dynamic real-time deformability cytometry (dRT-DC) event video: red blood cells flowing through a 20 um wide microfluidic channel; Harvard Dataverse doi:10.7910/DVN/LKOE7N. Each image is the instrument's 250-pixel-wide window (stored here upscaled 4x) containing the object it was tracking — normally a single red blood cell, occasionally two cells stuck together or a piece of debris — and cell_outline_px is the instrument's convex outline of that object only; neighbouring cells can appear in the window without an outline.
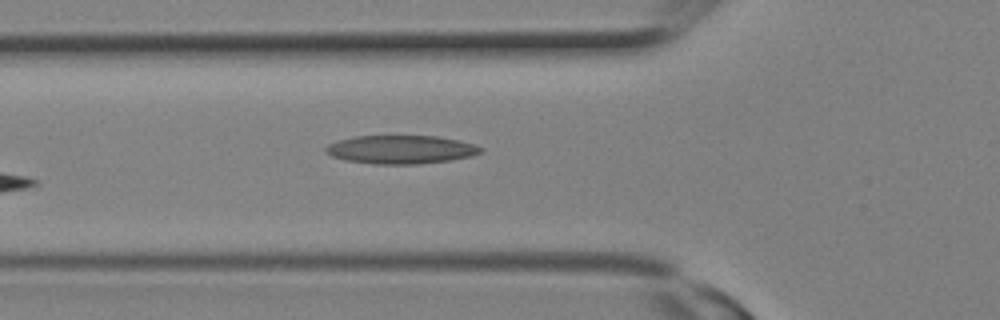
{"species": "Egyptian fruit bat (a non-hibernating species)", "species_latin": "Rousettus aegyptiacus", "temperature_condition": "room temperature", "stored_images_in_passage": 7, "camera_frame_rate_fps": 3000, "um_per_image_px": 0.085, "animal": {"sex": "female"}, "frame": {"image": 1, "passage_image": 2, "time_ms": 0.333, "image_size_px": [1000, 320], "cell_outline_px": [[484, 152], [472, 156], [452, 160], [420, 164], [372, 164], [348, 160], [332, 156], [324, 152], [324, 148], [328, 144], [340, 140], [356, 136], [436, 136], [460, 140], [476, 144], [484, 148]], "centroid_in_image_um": [34.14, 12.71], "position_along_channel_um": 91.7, "area_um2": 25.89}}
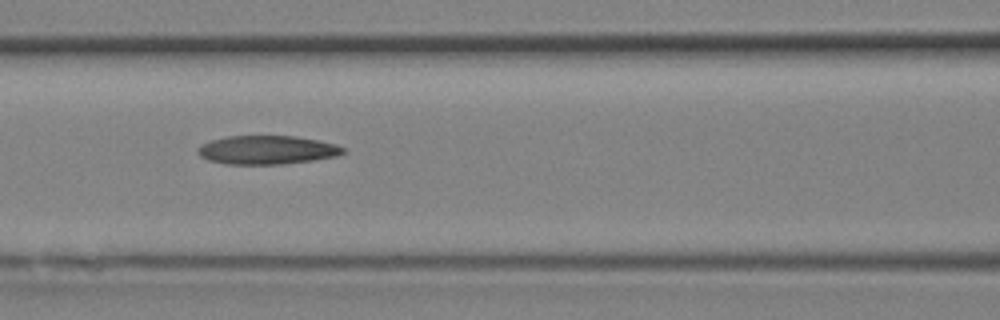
{"frame": {"image": 2, "passage_image": 4, "time_ms": 1.0, "image_size_px": [1000, 320], "cell_outline_px": [[348, 152], [336, 156], [312, 160], [280, 164], [228, 164], [208, 160], [200, 156], [196, 152], [196, 148], [200, 144], [224, 136], [296, 136], [320, 140], [336, 144], [348, 148]], "centroid_in_image_um": [22.72, 12.73], "position_along_channel_um": 143.9, "area_um2": 24.57}}
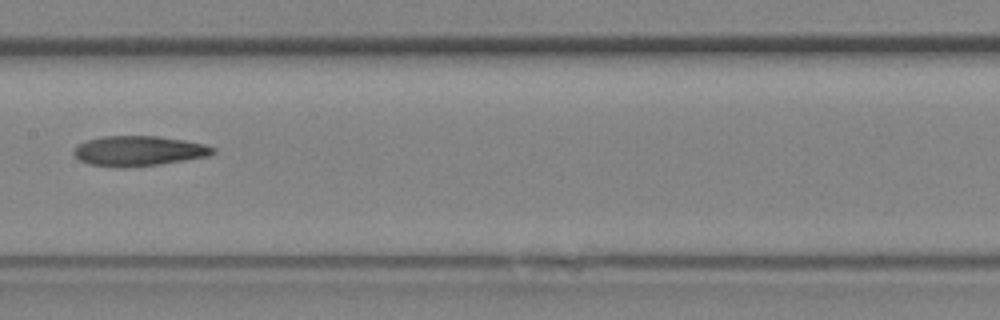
{"frame": {"image": 3, "passage_image": 6, "time_ms": 1.667, "image_size_px": [1000, 320], "cell_outline_px": [[216, 152], [208, 156], [160, 164], [128, 168], [120, 168], [88, 164], [80, 160], [72, 152], [80, 144], [88, 140], [104, 136], [156, 136], [184, 140], [204, 144], [216, 148]], "centroid_in_image_um": [11.81, 12.84], "position_along_channel_um": 195.6, "area_um2": 24.33}}